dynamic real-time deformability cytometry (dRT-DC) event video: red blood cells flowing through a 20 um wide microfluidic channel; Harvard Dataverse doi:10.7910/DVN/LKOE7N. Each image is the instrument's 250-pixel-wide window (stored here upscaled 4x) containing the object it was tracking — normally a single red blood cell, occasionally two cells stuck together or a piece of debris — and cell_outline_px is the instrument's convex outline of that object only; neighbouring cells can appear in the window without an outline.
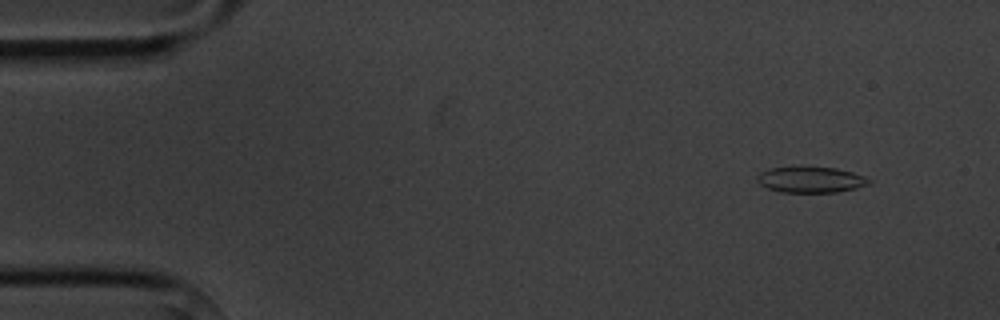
{"species": "common noctule bat (a hibernating species)", "species_latin": "Nyctalus noctula", "temperature_condition": "cold", "stored_images_in_passage": 5, "camera_frame_rate_fps": 3000, "um_per_image_px": 0.085, "animal": {"sex": "male", "body_mass_g": 20.1, "forearm_length_mm": 53.5}, "frame": {"image": 1, "passage_image": 2, "time_ms": 1.0, "image_size_px": [1000, 320], "cell_outline_px": [[872, 180], [868, 184], [856, 188], [836, 192], [780, 192], [768, 188], [760, 184], [756, 180], [756, 176], [760, 172], [768, 168], [792, 164], [800, 164], [836, 168], [852, 172], [864, 176]], "centroid_in_image_um": [68.84, 15.22], "position_along_channel_um": 16.2, "area_um2": 17.69}}